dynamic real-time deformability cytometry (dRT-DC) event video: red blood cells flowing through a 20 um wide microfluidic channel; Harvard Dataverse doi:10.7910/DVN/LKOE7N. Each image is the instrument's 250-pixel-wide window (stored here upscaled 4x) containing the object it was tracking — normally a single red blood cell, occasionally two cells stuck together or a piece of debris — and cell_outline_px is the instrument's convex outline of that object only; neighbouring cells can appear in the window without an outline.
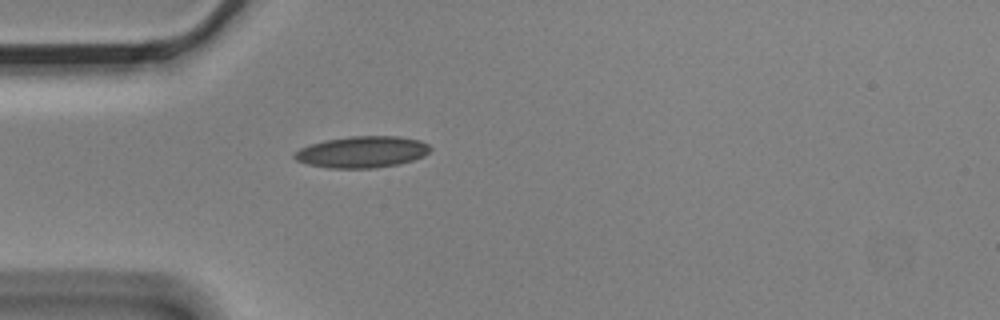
{"species": "Egyptian fruit bat (a non-hibernating species)", "species_latin": "Rousettus aegyptiacus", "temperature_condition": "cold", "stored_images_in_passage": 1, "camera_frame_rate_fps": 3000, "um_per_image_px": 0.085, "animal": {"sex": "male"}, "frame": {"image": 1, "passage_image": 1, "time_ms": 0.0, "image_size_px": [1000, 320], "cell_outline_px": [[432, 148], [424, 156], [400, 164], [376, 168], [328, 168], [308, 164], [296, 160], [292, 156], [300, 148], [324, 140], [352, 136], [400, 136], [420, 140], [428, 144]], "centroid_in_image_um": [30.8, 12.92], "position_along_channel_um": 54.2, "area_um2": 24.97}}